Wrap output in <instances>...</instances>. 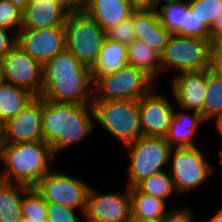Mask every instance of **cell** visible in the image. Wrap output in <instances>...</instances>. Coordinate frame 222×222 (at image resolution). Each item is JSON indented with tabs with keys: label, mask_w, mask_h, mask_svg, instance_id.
Wrapping results in <instances>:
<instances>
[{
	"label": "cell",
	"mask_w": 222,
	"mask_h": 222,
	"mask_svg": "<svg viewBox=\"0 0 222 222\" xmlns=\"http://www.w3.org/2000/svg\"><path fill=\"white\" fill-rule=\"evenodd\" d=\"M95 130L92 105L56 103L43 98L42 136L57 159L59 154H70L74 147L76 152V146H83L85 140L97 134Z\"/></svg>",
	"instance_id": "cell-1"
},
{
	"label": "cell",
	"mask_w": 222,
	"mask_h": 222,
	"mask_svg": "<svg viewBox=\"0 0 222 222\" xmlns=\"http://www.w3.org/2000/svg\"><path fill=\"white\" fill-rule=\"evenodd\" d=\"M41 96L56 103L92 105L91 68L79 62L66 48L43 65Z\"/></svg>",
	"instance_id": "cell-2"
},
{
	"label": "cell",
	"mask_w": 222,
	"mask_h": 222,
	"mask_svg": "<svg viewBox=\"0 0 222 222\" xmlns=\"http://www.w3.org/2000/svg\"><path fill=\"white\" fill-rule=\"evenodd\" d=\"M56 159L50 145L44 140L5 143L0 151V173L7 183L34 187L56 167Z\"/></svg>",
	"instance_id": "cell-3"
},
{
	"label": "cell",
	"mask_w": 222,
	"mask_h": 222,
	"mask_svg": "<svg viewBox=\"0 0 222 222\" xmlns=\"http://www.w3.org/2000/svg\"><path fill=\"white\" fill-rule=\"evenodd\" d=\"M206 153L200 145L171 150L168 171L180 198L182 195L188 197L189 194L192 197V193L194 194L196 190L197 192L202 188L204 190L218 172L215 162L212 163L210 155Z\"/></svg>",
	"instance_id": "cell-4"
},
{
	"label": "cell",
	"mask_w": 222,
	"mask_h": 222,
	"mask_svg": "<svg viewBox=\"0 0 222 222\" xmlns=\"http://www.w3.org/2000/svg\"><path fill=\"white\" fill-rule=\"evenodd\" d=\"M92 106L95 131H105L102 134L106 133L107 140L117 141L123 148L142 136L137 100L93 101Z\"/></svg>",
	"instance_id": "cell-5"
},
{
	"label": "cell",
	"mask_w": 222,
	"mask_h": 222,
	"mask_svg": "<svg viewBox=\"0 0 222 222\" xmlns=\"http://www.w3.org/2000/svg\"><path fill=\"white\" fill-rule=\"evenodd\" d=\"M128 159L125 182L129 188L151 175L168 170L170 153L173 149L163 137L140 136L136 141L121 148ZM167 167V168H166Z\"/></svg>",
	"instance_id": "cell-6"
},
{
	"label": "cell",
	"mask_w": 222,
	"mask_h": 222,
	"mask_svg": "<svg viewBox=\"0 0 222 222\" xmlns=\"http://www.w3.org/2000/svg\"><path fill=\"white\" fill-rule=\"evenodd\" d=\"M211 40L171 34L160 54L161 79L184 71L209 69ZM172 74H171V73Z\"/></svg>",
	"instance_id": "cell-7"
},
{
	"label": "cell",
	"mask_w": 222,
	"mask_h": 222,
	"mask_svg": "<svg viewBox=\"0 0 222 222\" xmlns=\"http://www.w3.org/2000/svg\"><path fill=\"white\" fill-rule=\"evenodd\" d=\"M64 28L66 49L79 62L92 68L106 39V31L82 9L69 12Z\"/></svg>",
	"instance_id": "cell-8"
},
{
	"label": "cell",
	"mask_w": 222,
	"mask_h": 222,
	"mask_svg": "<svg viewBox=\"0 0 222 222\" xmlns=\"http://www.w3.org/2000/svg\"><path fill=\"white\" fill-rule=\"evenodd\" d=\"M158 85L144 71L126 65L93 81V101L139 100Z\"/></svg>",
	"instance_id": "cell-9"
},
{
	"label": "cell",
	"mask_w": 222,
	"mask_h": 222,
	"mask_svg": "<svg viewBox=\"0 0 222 222\" xmlns=\"http://www.w3.org/2000/svg\"><path fill=\"white\" fill-rule=\"evenodd\" d=\"M60 169V170H59ZM63 170H67L66 172ZM53 168L34 186L46 202L57 203L76 210H85L92 181L69 173L68 169ZM92 183V184H91Z\"/></svg>",
	"instance_id": "cell-10"
},
{
	"label": "cell",
	"mask_w": 222,
	"mask_h": 222,
	"mask_svg": "<svg viewBox=\"0 0 222 222\" xmlns=\"http://www.w3.org/2000/svg\"><path fill=\"white\" fill-rule=\"evenodd\" d=\"M99 188L93 184L89 189L84 222H130V188L125 185L118 191L106 189L107 192Z\"/></svg>",
	"instance_id": "cell-11"
},
{
	"label": "cell",
	"mask_w": 222,
	"mask_h": 222,
	"mask_svg": "<svg viewBox=\"0 0 222 222\" xmlns=\"http://www.w3.org/2000/svg\"><path fill=\"white\" fill-rule=\"evenodd\" d=\"M160 86V84L156 85L138 100L142 136L164 138L168 132L176 105L169 88L166 92L164 89L160 90Z\"/></svg>",
	"instance_id": "cell-12"
},
{
	"label": "cell",
	"mask_w": 222,
	"mask_h": 222,
	"mask_svg": "<svg viewBox=\"0 0 222 222\" xmlns=\"http://www.w3.org/2000/svg\"><path fill=\"white\" fill-rule=\"evenodd\" d=\"M2 62L4 82L28 90L35 96H41L43 68L40 62L17 45L2 58Z\"/></svg>",
	"instance_id": "cell-13"
},
{
	"label": "cell",
	"mask_w": 222,
	"mask_h": 222,
	"mask_svg": "<svg viewBox=\"0 0 222 222\" xmlns=\"http://www.w3.org/2000/svg\"><path fill=\"white\" fill-rule=\"evenodd\" d=\"M17 46L43 65L66 48L65 28H20L17 32Z\"/></svg>",
	"instance_id": "cell-14"
},
{
	"label": "cell",
	"mask_w": 222,
	"mask_h": 222,
	"mask_svg": "<svg viewBox=\"0 0 222 222\" xmlns=\"http://www.w3.org/2000/svg\"><path fill=\"white\" fill-rule=\"evenodd\" d=\"M42 115L43 97L35 96L16 116L4 124L5 143L43 140Z\"/></svg>",
	"instance_id": "cell-15"
},
{
	"label": "cell",
	"mask_w": 222,
	"mask_h": 222,
	"mask_svg": "<svg viewBox=\"0 0 222 222\" xmlns=\"http://www.w3.org/2000/svg\"><path fill=\"white\" fill-rule=\"evenodd\" d=\"M206 81L207 69L184 71L171 78L165 87L170 88L177 107L195 111L203 117Z\"/></svg>",
	"instance_id": "cell-16"
},
{
	"label": "cell",
	"mask_w": 222,
	"mask_h": 222,
	"mask_svg": "<svg viewBox=\"0 0 222 222\" xmlns=\"http://www.w3.org/2000/svg\"><path fill=\"white\" fill-rule=\"evenodd\" d=\"M74 9L70 3L32 0L23 10L20 28L41 29L64 26L69 12Z\"/></svg>",
	"instance_id": "cell-17"
},
{
	"label": "cell",
	"mask_w": 222,
	"mask_h": 222,
	"mask_svg": "<svg viewBox=\"0 0 222 222\" xmlns=\"http://www.w3.org/2000/svg\"><path fill=\"white\" fill-rule=\"evenodd\" d=\"M207 124L200 113L175 106L168 132L164 138L172 148L196 147L200 142L197 137L200 134L199 131Z\"/></svg>",
	"instance_id": "cell-18"
},
{
	"label": "cell",
	"mask_w": 222,
	"mask_h": 222,
	"mask_svg": "<svg viewBox=\"0 0 222 222\" xmlns=\"http://www.w3.org/2000/svg\"><path fill=\"white\" fill-rule=\"evenodd\" d=\"M131 17L136 40L161 54L171 33L161 24L156 8H136Z\"/></svg>",
	"instance_id": "cell-19"
},
{
	"label": "cell",
	"mask_w": 222,
	"mask_h": 222,
	"mask_svg": "<svg viewBox=\"0 0 222 222\" xmlns=\"http://www.w3.org/2000/svg\"><path fill=\"white\" fill-rule=\"evenodd\" d=\"M135 9L131 0H88L82 8L105 31L129 18Z\"/></svg>",
	"instance_id": "cell-20"
},
{
	"label": "cell",
	"mask_w": 222,
	"mask_h": 222,
	"mask_svg": "<svg viewBox=\"0 0 222 222\" xmlns=\"http://www.w3.org/2000/svg\"><path fill=\"white\" fill-rule=\"evenodd\" d=\"M126 65H128L127 45L106 38L96 63L91 68L92 80L104 74L117 72Z\"/></svg>",
	"instance_id": "cell-21"
},
{
	"label": "cell",
	"mask_w": 222,
	"mask_h": 222,
	"mask_svg": "<svg viewBox=\"0 0 222 222\" xmlns=\"http://www.w3.org/2000/svg\"><path fill=\"white\" fill-rule=\"evenodd\" d=\"M127 63L144 71L157 84L164 86L161 81L160 54L143 42L134 40L127 46Z\"/></svg>",
	"instance_id": "cell-22"
},
{
	"label": "cell",
	"mask_w": 222,
	"mask_h": 222,
	"mask_svg": "<svg viewBox=\"0 0 222 222\" xmlns=\"http://www.w3.org/2000/svg\"><path fill=\"white\" fill-rule=\"evenodd\" d=\"M34 97L28 90L4 81L0 83V120L3 124L16 116Z\"/></svg>",
	"instance_id": "cell-23"
},
{
	"label": "cell",
	"mask_w": 222,
	"mask_h": 222,
	"mask_svg": "<svg viewBox=\"0 0 222 222\" xmlns=\"http://www.w3.org/2000/svg\"><path fill=\"white\" fill-rule=\"evenodd\" d=\"M131 219H157L165 216L171 207L164 200L130 188Z\"/></svg>",
	"instance_id": "cell-24"
},
{
	"label": "cell",
	"mask_w": 222,
	"mask_h": 222,
	"mask_svg": "<svg viewBox=\"0 0 222 222\" xmlns=\"http://www.w3.org/2000/svg\"><path fill=\"white\" fill-rule=\"evenodd\" d=\"M29 187L4 182L0 186V222H18L22 217V198Z\"/></svg>",
	"instance_id": "cell-25"
},
{
	"label": "cell",
	"mask_w": 222,
	"mask_h": 222,
	"mask_svg": "<svg viewBox=\"0 0 222 222\" xmlns=\"http://www.w3.org/2000/svg\"><path fill=\"white\" fill-rule=\"evenodd\" d=\"M135 187L141 193H145L164 200L169 206L171 205V207L180 205V203H176V201L171 200L174 196L176 199L180 196L175 190L173 179L171 178L168 170L145 178ZM172 201L175 203H171Z\"/></svg>",
	"instance_id": "cell-26"
},
{
	"label": "cell",
	"mask_w": 222,
	"mask_h": 222,
	"mask_svg": "<svg viewBox=\"0 0 222 222\" xmlns=\"http://www.w3.org/2000/svg\"><path fill=\"white\" fill-rule=\"evenodd\" d=\"M188 0H162L156 7L161 24L171 33L181 35Z\"/></svg>",
	"instance_id": "cell-27"
},
{
	"label": "cell",
	"mask_w": 222,
	"mask_h": 222,
	"mask_svg": "<svg viewBox=\"0 0 222 222\" xmlns=\"http://www.w3.org/2000/svg\"><path fill=\"white\" fill-rule=\"evenodd\" d=\"M222 115V77L207 69L206 96L203 103V119L211 123Z\"/></svg>",
	"instance_id": "cell-28"
},
{
	"label": "cell",
	"mask_w": 222,
	"mask_h": 222,
	"mask_svg": "<svg viewBox=\"0 0 222 222\" xmlns=\"http://www.w3.org/2000/svg\"><path fill=\"white\" fill-rule=\"evenodd\" d=\"M22 216L33 222H47V202L35 187H29L23 194Z\"/></svg>",
	"instance_id": "cell-29"
},
{
	"label": "cell",
	"mask_w": 222,
	"mask_h": 222,
	"mask_svg": "<svg viewBox=\"0 0 222 222\" xmlns=\"http://www.w3.org/2000/svg\"><path fill=\"white\" fill-rule=\"evenodd\" d=\"M189 8L210 28L215 17L222 13V0H188Z\"/></svg>",
	"instance_id": "cell-30"
},
{
	"label": "cell",
	"mask_w": 222,
	"mask_h": 222,
	"mask_svg": "<svg viewBox=\"0 0 222 222\" xmlns=\"http://www.w3.org/2000/svg\"><path fill=\"white\" fill-rule=\"evenodd\" d=\"M47 222H84V210L47 202Z\"/></svg>",
	"instance_id": "cell-31"
},
{
	"label": "cell",
	"mask_w": 222,
	"mask_h": 222,
	"mask_svg": "<svg viewBox=\"0 0 222 222\" xmlns=\"http://www.w3.org/2000/svg\"><path fill=\"white\" fill-rule=\"evenodd\" d=\"M23 10L8 0H0V27L16 33L22 24Z\"/></svg>",
	"instance_id": "cell-32"
},
{
	"label": "cell",
	"mask_w": 222,
	"mask_h": 222,
	"mask_svg": "<svg viewBox=\"0 0 222 222\" xmlns=\"http://www.w3.org/2000/svg\"><path fill=\"white\" fill-rule=\"evenodd\" d=\"M106 38L123 43L127 46L136 40L132 17L130 16L126 20L109 27L106 30Z\"/></svg>",
	"instance_id": "cell-33"
},
{
	"label": "cell",
	"mask_w": 222,
	"mask_h": 222,
	"mask_svg": "<svg viewBox=\"0 0 222 222\" xmlns=\"http://www.w3.org/2000/svg\"><path fill=\"white\" fill-rule=\"evenodd\" d=\"M181 36L210 39V32L204 22L189 9L185 13L184 26H181Z\"/></svg>",
	"instance_id": "cell-34"
},
{
	"label": "cell",
	"mask_w": 222,
	"mask_h": 222,
	"mask_svg": "<svg viewBox=\"0 0 222 222\" xmlns=\"http://www.w3.org/2000/svg\"><path fill=\"white\" fill-rule=\"evenodd\" d=\"M181 204L170 207L163 217V222H198L199 219L196 216L199 214L195 213L193 205L190 206L189 202L186 205L183 202Z\"/></svg>",
	"instance_id": "cell-35"
},
{
	"label": "cell",
	"mask_w": 222,
	"mask_h": 222,
	"mask_svg": "<svg viewBox=\"0 0 222 222\" xmlns=\"http://www.w3.org/2000/svg\"><path fill=\"white\" fill-rule=\"evenodd\" d=\"M15 45H17V33L0 27V57L7 55Z\"/></svg>",
	"instance_id": "cell-36"
},
{
	"label": "cell",
	"mask_w": 222,
	"mask_h": 222,
	"mask_svg": "<svg viewBox=\"0 0 222 222\" xmlns=\"http://www.w3.org/2000/svg\"><path fill=\"white\" fill-rule=\"evenodd\" d=\"M209 71L222 77V50H210Z\"/></svg>",
	"instance_id": "cell-37"
},
{
	"label": "cell",
	"mask_w": 222,
	"mask_h": 222,
	"mask_svg": "<svg viewBox=\"0 0 222 222\" xmlns=\"http://www.w3.org/2000/svg\"><path fill=\"white\" fill-rule=\"evenodd\" d=\"M210 40H212L216 35L222 33V13L216 16L211 27L209 28Z\"/></svg>",
	"instance_id": "cell-38"
},
{
	"label": "cell",
	"mask_w": 222,
	"mask_h": 222,
	"mask_svg": "<svg viewBox=\"0 0 222 222\" xmlns=\"http://www.w3.org/2000/svg\"><path fill=\"white\" fill-rule=\"evenodd\" d=\"M136 8H156L162 0H131Z\"/></svg>",
	"instance_id": "cell-39"
},
{
	"label": "cell",
	"mask_w": 222,
	"mask_h": 222,
	"mask_svg": "<svg viewBox=\"0 0 222 222\" xmlns=\"http://www.w3.org/2000/svg\"><path fill=\"white\" fill-rule=\"evenodd\" d=\"M220 204L221 206L219 205V207H217L215 211L209 213V217L206 216V219H202L201 222H222V203Z\"/></svg>",
	"instance_id": "cell-40"
},
{
	"label": "cell",
	"mask_w": 222,
	"mask_h": 222,
	"mask_svg": "<svg viewBox=\"0 0 222 222\" xmlns=\"http://www.w3.org/2000/svg\"><path fill=\"white\" fill-rule=\"evenodd\" d=\"M209 124H212V126H213V128H214V130H215V132H216V136H217V138H219L218 137V135L220 136V138H222V115L221 116H219V117H217V118H215L211 123H209ZM221 142H222V139H221Z\"/></svg>",
	"instance_id": "cell-41"
},
{
	"label": "cell",
	"mask_w": 222,
	"mask_h": 222,
	"mask_svg": "<svg viewBox=\"0 0 222 222\" xmlns=\"http://www.w3.org/2000/svg\"><path fill=\"white\" fill-rule=\"evenodd\" d=\"M210 50H222V33L216 35L211 40V49Z\"/></svg>",
	"instance_id": "cell-42"
},
{
	"label": "cell",
	"mask_w": 222,
	"mask_h": 222,
	"mask_svg": "<svg viewBox=\"0 0 222 222\" xmlns=\"http://www.w3.org/2000/svg\"><path fill=\"white\" fill-rule=\"evenodd\" d=\"M75 9H82L88 0H67Z\"/></svg>",
	"instance_id": "cell-43"
},
{
	"label": "cell",
	"mask_w": 222,
	"mask_h": 222,
	"mask_svg": "<svg viewBox=\"0 0 222 222\" xmlns=\"http://www.w3.org/2000/svg\"><path fill=\"white\" fill-rule=\"evenodd\" d=\"M20 9L24 10L32 0H8Z\"/></svg>",
	"instance_id": "cell-44"
},
{
	"label": "cell",
	"mask_w": 222,
	"mask_h": 222,
	"mask_svg": "<svg viewBox=\"0 0 222 222\" xmlns=\"http://www.w3.org/2000/svg\"><path fill=\"white\" fill-rule=\"evenodd\" d=\"M5 144V139H4V124L3 122L0 120V151L2 149V147Z\"/></svg>",
	"instance_id": "cell-45"
},
{
	"label": "cell",
	"mask_w": 222,
	"mask_h": 222,
	"mask_svg": "<svg viewBox=\"0 0 222 222\" xmlns=\"http://www.w3.org/2000/svg\"><path fill=\"white\" fill-rule=\"evenodd\" d=\"M130 222H163V217L157 219H131Z\"/></svg>",
	"instance_id": "cell-46"
},
{
	"label": "cell",
	"mask_w": 222,
	"mask_h": 222,
	"mask_svg": "<svg viewBox=\"0 0 222 222\" xmlns=\"http://www.w3.org/2000/svg\"><path fill=\"white\" fill-rule=\"evenodd\" d=\"M4 81V76H3V62H2V57H0V83Z\"/></svg>",
	"instance_id": "cell-47"
},
{
	"label": "cell",
	"mask_w": 222,
	"mask_h": 222,
	"mask_svg": "<svg viewBox=\"0 0 222 222\" xmlns=\"http://www.w3.org/2000/svg\"><path fill=\"white\" fill-rule=\"evenodd\" d=\"M218 147H221V148H219V149H221V150H218V151H219V157H220V159H219V157H218V160H220V161H219V164H221V165H220V166H221L220 169H222V146H219V145H218Z\"/></svg>",
	"instance_id": "cell-48"
},
{
	"label": "cell",
	"mask_w": 222,
	"mask_h": 222,
	"mask_svg": "<svg viewBox=\"0 0 222 222\" xmlns=\"http://www.w3.org/2000/svg\"><path fill=\"white\" fill-rule=\"evenodd\" d=\"M18 222H33V221L22 216Z\"/></svg>",
	"instance_id": "cell-49"
},
{
	"label": "cell",
	"mask_w": 222,
	"mask_h": 222,
	"mask_svg": "<svg viewBox=\"0 0 222 222\" xmlns=\"http://www.w3.org/2000/svg\"><path fill=\"white\" fill-rule=\"evenodd\" d=\"M5 182L2 174L0 173V186Z\"/></svg>",
	"instance_id": "cell-50"
},
{
	"label": "cell",
	"mask_w": 222,
	"mask_h": 222,
	"mask_svg": "<svg viewBox=\"0 0 222 222\" xmlns=\"http://www.w3.org/2000/svg\"><path fill=\"white\" fill-rule=\"evenodd\" d=\"M56 2H59V3H69L67 0H54Z\"/></svg>",
	"instance_id": "cell-51"
}]
</instances>
